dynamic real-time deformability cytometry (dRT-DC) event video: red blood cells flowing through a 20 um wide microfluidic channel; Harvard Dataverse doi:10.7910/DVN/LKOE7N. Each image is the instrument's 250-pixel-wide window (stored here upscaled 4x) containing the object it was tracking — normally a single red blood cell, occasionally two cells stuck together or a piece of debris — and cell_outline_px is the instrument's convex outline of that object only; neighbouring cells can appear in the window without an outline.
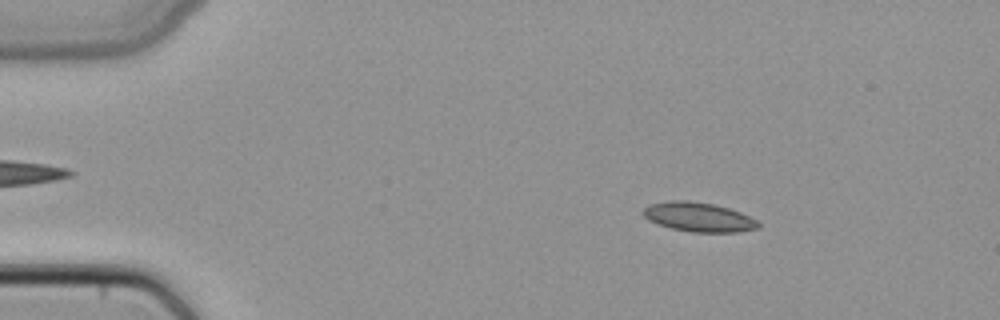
{"species": "common noctule bat (a hibernating species)", "species_latin": "Nyctalus noctula", "temperature_condition": "cold", "stored_images_in_passage": 5, "segment_of_instrument_passage": [1, 2], "camera_frame_rate_fps": 3000, "um_per_image_px": 0.085, "animal": {"sex": "female", "body_mass_g": 22.7, "forearm_length_mm": 54.2}, "frame": {"image": 1, "passage_image": 2, "time_ms": 0.333, "image_size_px": [1000, 320], "cell_outline_px": [[760, 228], [740, 232], [692, 232], [672, 228], [656, 224], [648, 220], [644, 216], [644, 208], [652, 204], [668, 200], [688, 200], [712, 204], [728, 208], [740, 212], [756, 220], [760, 224]], "centroid_in_image_um": [59.39, 18.45], "position_along_channel_um": 25.6, "area_um2": 19.59}}